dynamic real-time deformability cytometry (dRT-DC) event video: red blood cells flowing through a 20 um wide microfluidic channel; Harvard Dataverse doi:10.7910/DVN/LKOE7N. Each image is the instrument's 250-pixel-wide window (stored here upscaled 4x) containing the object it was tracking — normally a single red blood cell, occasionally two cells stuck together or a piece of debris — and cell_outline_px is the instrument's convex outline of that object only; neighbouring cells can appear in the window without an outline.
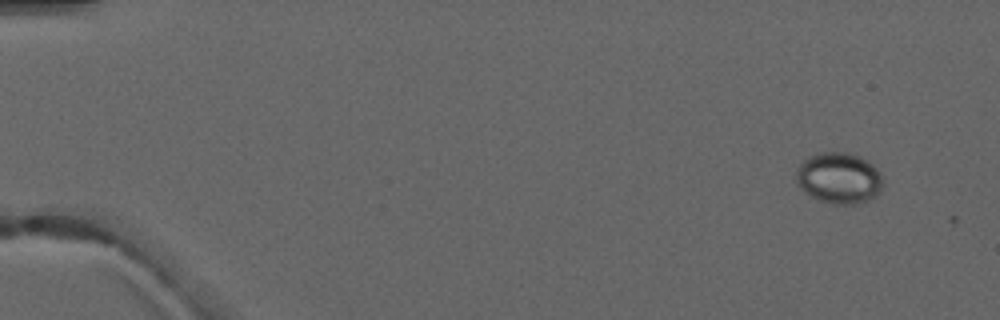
{"species": "common noctule bat (a hibernating species)", "species_latin": "Nyctalus noctula", "temperature_condition": "warm", "stored_images_in_passage": 2, "camera_frame_rate_fps": 3000, "um_per_image_px": 0.085, "animal": {"sex": "male", "forearm_length_mm": 52.5}, "frame": {"image": 1, "passage_image": 1, "time_ms": 0.0, "image_size_px": [1000, 320], "cell_outline_px": [[884, 184], [880, 192], [876, 196], [868, 200], [856, 204], [832, 204], [820, 200], [804, 192], [796, 184], [796, 172], [800, 164], [808, 156], [820, 152], [848, 152], [860, 156], [872, 164], [884, 176]], "centroid_in_image_um": [71.34, 15.13], "position_along_channel_um": 13.7, "area_um2": 26.24}}